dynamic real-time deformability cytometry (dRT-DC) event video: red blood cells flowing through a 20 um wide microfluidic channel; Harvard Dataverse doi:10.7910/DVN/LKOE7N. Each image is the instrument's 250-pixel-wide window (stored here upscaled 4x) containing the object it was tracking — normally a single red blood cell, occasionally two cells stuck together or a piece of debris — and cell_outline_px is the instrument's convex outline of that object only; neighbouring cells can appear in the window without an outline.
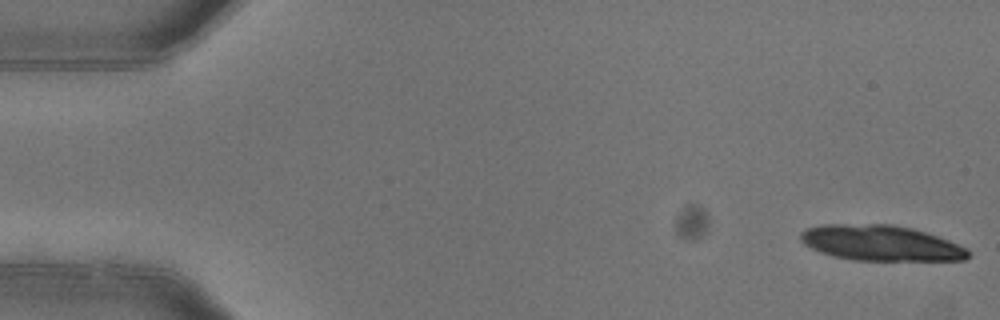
{"species": "common noctule bat (a hibernating species)", "species_latin": "Nyctalus noctula", "temperature_condition": "warm", "stored_images_in_passage": 4, "camera_frame_rate_fps": 3000, "um_per_image_px": 0.085, "animal": {"sex": "female"}, "frame": {"image": 1, "passage_image": 1, "time_ms": 0.0, "image_size_px": [1000, 320], "cell_outline_px": [[972, 252], [964, 260], [852, 260], [832, 256], [820, 252], [804, 244], [800, 240], [800, 232], [804, 228], [820, 224], [892, 224], [912, 228], [948, 240], [968, 248]], "centroid_in_image_um": [74.83, 20.65], "position_along_channel_um": 10.2, "area_um2": 34.85}}
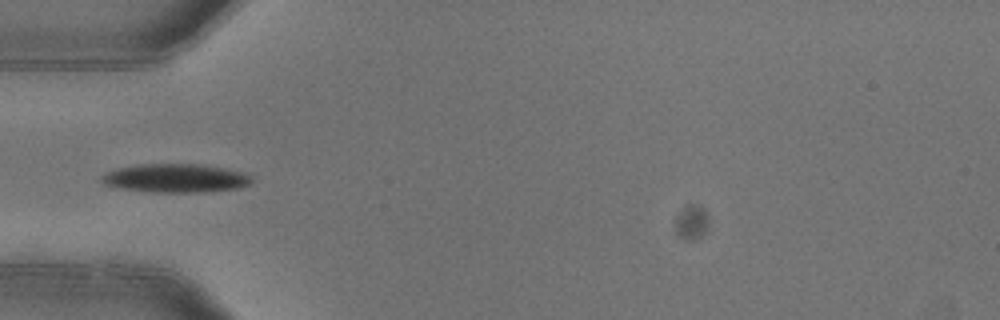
{"frame": {"image": 2, "passage_image": 4, "time_ms": 1.0, "image_size_px": [1000, 320], "cell_outline_px": [[252, 180], [248, 184], [236, 188], [200, 192], [152, 192], [124, 188], [104, 184], [100, 180], [108, 172], [116, 168], [136, 164], [204, 164], [244, 172], [252, 176]], "centroid_in_image_um": [14.94, 15.13], "position_along_channel_um": 70.1, "area_um2": 24.8}}